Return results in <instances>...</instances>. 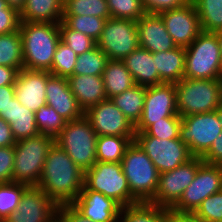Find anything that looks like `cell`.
Wrapping results in <instances>:
<instances>
[{
    "label": "cell",
    "instance_id": "obj_1",
    "mask_svg": "<svg viewBox=\"0 0 222 222\" xmlns=\"http://www.w3.org/2000/svg\"><path fill=\"white\" fill-rule=\"evenodd\" d=\"M83 172L66 151L54 143L48 152L40 181L41 188L58 206L71 204L84 187Z\"/></svg>",
    "mask_w": 222,
    "mask_h": 222
},
{
    "label": "cell",
    "instance_id": "obj_2",
    "mask_svg": "<svg viewBox=\"0 0 222 222\" xmlns=\"http://www.w3.org/2000/svg\"><path fill=\"white\" fill-rule=\"evenodd\" d=\"M23 67L49 71L60 42L59 23L20 22Z\"/></svg>",
    "mask_w": 222,
    "mask_h": 222
},
{
    "label": "cell",
    "instance_id": "obj_3",
    "mask_svg": "<svg viewBox=\"0 0 222 222\" xmlns=\"http://www.w3.org/2000/svg\"><path fill=\"white\" fill-rule=\"evenodd\" d=\"M180 117L217 111L222 103L221 79L183 78L175 83Z\"/></svg>",
    "mask_w": 222,
    "mask_h": 222
},
{
    "label": "cell",
    "instance_id": "obj_4",
    "mask_svg": "<svg viewBox=\"0 0 222 222\" xmlns=\"http://www.w3.org/2000/svg\"><path fill=\"white\" fill-rule=\"evenodd\" d=\"M55 139L39 133L16 141L14 145L13 182L27 186H37L48 152Z\"/></svg>",
    "mask_w": 222,
    "mask_h": 222
},
{
    "label": "cell",
    "instance_id": "obj_5",
    "mask_svg": "<svg viewBox=\"0 0 222 222\" xmlns=\"http://www.w3.org/2000/svg\"><path fill=\"white\" fill-rule=\"evenodd\" d=\"M185 49L184 78L221 79L222 54L217 33L202 31Z\"/></svg>",
    "mask_w": 222,
    "mask_h": 222
},
{
    "label": "cell",
    "instance_id": "obj_6",
    "mask_svg": "<svg viewBox=\"0 0 222 222\" xmlns=\"http://www.w3.org/2000/svg\"><path fill=\"white\" fill-rule=\"evenodd\" d=\"M131 194L139 202H149L155 195L159 172L147 154L133 141L120 162Z\"/></svg>",
    "mask_w": 222,
    "mask_h": 222
},
{
    "label": "cell",
    "instance_id": "obj_7",
    "mask_svg": "<svg viewBox=\"0 0 222 222\" xmlns=\"http://www.w3.org/2000/svg\"><path fill=\"white\" fill-rule=\"evenodd\" d=\"M97 136L90 122L83 116L78 120L67 121L55 138V143L66 151L83 172H86L97 162Z\"/></svg>",
    "mask_w": 222,
    "mask_h": 222
},
{
    "label": "cell",
    "instance_id": "obj_8",
    "mask_svg": "<svg viewBox=\"0 0 222 222\" xmlns=\"http://www.w3.org/2000/svg\"><path fill=\"white\" fill-rule=\"evenodd\" d=\"M82 190H94L114 199L122 207L139 203L131 194L121 163L97 161L85 172Z\"/></svg>",
    "mask_w": 222,
    "mask_h": 222
},
{
    "label": "cell",
    "instance_id": "obj_9",
    "mask_svg": "<svg viewBox=\"0 0 222 222\" xmlns=\"http://www.w3.org/2000/svg\"><path fill=\"white\" fill-rule=\"evenodd\" d=\"M221 135L222 124L218 111L181 117L179 139L188 146L193 157L202 158Z\"/></svg>",
    "mask_w": 222,
    "mask_h": 222
},
{
    "label": "cell",
    "instance_id": "obj_10",
    "mask_svg": "<svg viewBox=\"0 0 222 222\" xmlns=\"http://www.w3.org/2000/svg\"><path fill=\"white\" fill-rule=\"evenodd\" d=\"M221 184L222 165L203 162L198 167L191 184L169 211L179 214H193L205 198L221 191Z\"/></svg>",
    "mask_w": 222,
    "mask_h": 222
},
{
    "label": "cell",
    "instance_id": "obj_11",
    "mask_svg": "<svg viewBox=\"0 0 222 222\" xmlns=\"http://www.w3.org/2000/svg\"><path fill=\"white\" fill-rule=\"evenodd\" d=\"M96 45L108 59L123 60L139 47L136 21L122 18L107 19Z\"/></svg>",
    "mask_w": 222,
    "mask_h": 222
},
{
    "label": "cell",
    "instance_id": "obj_12",
    "mask_svg": "<svg viewBox=\"0 0 222 222\" xmlns=\"http://www.w3.org/2000/svg\"><path fill=\"white\" fill-rule=\"evenodd\" d=\"M202 163V158L193 157L174 170L160 173L156 193L149 203L170 210L191 184Z\"/></svg>",
    "mask_w": 222,
    "mask_h": 222
},
{
    "label": "cell",
    "instance_id": "obj_13",
    "mask_svg": "<svg viewBox=\"0 0 222 222\" xmlns=\"http://www.w3.org/2000/svg\"><path fill=\"white\" fill-rule=\"evenodd\" d=\"M134 141L147 154L159 174L174 170L193 158L188 146L179 138L161 140L151 136H135Z\"/></svg>",
    "mask_w": 222,
    "mask_h": 222
},
{
    "label": "cell",
    "instance_id": "obj_14",
    "mask_svg": "<svg viewBox=\"0 0 222 222\" xmlns=\"http://www.w3.org/2000/svg\"><path fill=\"white\" fill-rule=\"evenodd\" d=\"M180 117L177 110L174 83H162L146 87L144 107L135 132H144L150 125L162 118Z\"/></svg>",
    "mask_w": 222,
    "mask_h": 222
},
{
    "label": "cell",
    "instance_id": "obj_15",
    "mask_svg": "<svg viewBox=\"0 0 222 222\" xmlns=\"http://www.w3.org/2000/svg\"><path fill=\"white\" fill-rule=\"evenodd\" d=\"M98 136L135 137V125L118 109L111 99H106L84 112Z\"/></svg>",
    "mask_w": 222,
    "mask_h": 222
},
{
    "label": "cell",
    "instance_id": "obj_16",
    "mask_svg": "<svg viewBox=\"0 0 222 222\" xmlns=\"http://www.w3.org/2000/svg\"><path fill=\"white\" fill-rule=\"evenodd\" d=\"M159 14L177 47L186 48L202 32L198 13L191 0L182 7Z\"/></svg>",
    "mask_w": 222,
    "mask_h": 222
},
{
    "label": "cell",
    "instance_id": "obj_17",
    "mask_svg": "<svg viewBox=\"0 0 222 222\" xmlns=\"http://www.w3.org/2000/svg\"><path fill=\"white\" fill-rule=\"evenodd\" d=\"M58 207L41 188L29 186L18 208L2 222H48L58 213Z\"/></svg>",
    "mask_w": 222,
    "mask_h": 222
},
{
    "label": "cell",
    "instance_id": "obj_18",
    "mask_svg": "<svg viewBox=\"0 0 222 222\" xmlns=\"http://www.w3.org/2000/svg\"><path fill=\"white\" fill-rule=\"evenodd\" d=\"M47 80L48 71L21 69L14 84L18 102L33 112L45 106Z\"/></svg>",
    "mask_w": 222,
    "mask_h": 222
},
{
    "label": "cell",
    "instance_id": "obj_19",
    "mask_svg": "<svg viewBox=\"0 0 222 222\" xmlns=\"http://www.w3.org/2000/svg\"><path fill=\"white\" fill-rule=\"evenodd\" d=\"M71 205L93 222H117L122 206L94 190H81Z\"/></svg>",
    "mask_w": 222,
    "mask_h": 222
},
{
    "label": "cell",
    "instance_id": "obj_20",
    "mask_svg": "<svg viewBox=\"0 0 222 222\" xmlns=\"http://www.w3.org/2000/svg\"><path fill=\"white\" fill-rule=\"evenodd\" d=\"M46 101L65 121H74L84 116L76 97L71 92L68 79L52 75L48 71Z\"/></svg>",
    "mask_w": 222,
    "mask_h": 222
},
{
    "label": "cell",
    "instance_id": "obj_21",
    "mask_svg": "<svg viewBox=\"0 0 222 222\" xmlns=\"http://www.w3.org/2000/svg\"><path fill=\"white\" fill-rule=\"evenodd\" d=\"M136 23L139 47L151 53L168 51L176 47L160 14L147 12Z\"/></svg>",
    "mask_w": 222,
    "mask_h": 222
},
{
    "label": "cell",
    "instance_id": "obj_22",
    "mask_svg": "<svg viewBox=\"0 0 222 222\" xmlns=\"http://www.w3.org/2000/svg\"><path fill=\"white\" fill-rule=\"evenodd\" d=\"M67 79L83 112L107 99L102 76L73 74Z\"/></svg>",
    "mask_w": 222,
    "mask_h": 222
},
{
    "label": "cell",
    "instance_id": "obj_23",
    "mask_svg": "<svg viewBox=\"0 0 222 222\" xmlns=\"http://www.w3.org/2000/svg\"><path fill=\"white\" fill-rule=\"evenodd\" d=\"M126 68L131 73L135 84L140 86H154L160 84V77L153 60V53L138 47L123 59Z\"/></svg>",
    "mask_w": 222,
    "mask_h": 222
},
{
    "label": "cell",
    "instance_id": "obj_24",
    "mask_svg": "<svg viewBox=\"0 0 222 222\" xmlns=\"http://www.w3.org/2000/svg\"><path fill=\"white\" fill-rule=\"evenodd\" d=\"M2 119L10 124L13 137L16 141L39 134L36 127L35 112L21 105L16 97L9 103Z\"/></svg>",
    "mask_w": 222,
    "mask_h": 222
},
{
    "label": "cell",
    "instance_id": "obj_25",
    "mask_svg": "<svg viewBox=\"0 0 222 222\" xmlns=\"http://www.w3.org/2000/svg\"><path fill=\"white\" fill-rule=\"evenodd\" d=\"M186 49L175 47L168 51L153 53V60L162 83H177L184 78Z\"/></svg>",
    "mask_w": 222,
    "mask_h": 222
},
{
    "label": "cell",
    "instance_id": "obj_26",
    "mask_svg": "<svg viewBox=\"0 0 222 222\" xmlns=\"http://www.w3.org/2000/svg\"><path fill=\"white\" fill-rule=\"evenodd\" d=\"M64 0H25L20 21L60 23L63 20Z\"/></svg>",
    "mask_w": 222,
    "mask_h": 222
},
{
    "label": "cell",
    "instance_id": "obj_27",
    "mask_svg": "<svg viewBox=\"0 0 222 222\" xmlns=\"http://www.w3.org/2000/svg\"><path fill=\"white\" fill-rule=\"evenodd\" d=\"M102 77L107 99L121 94L135 85L123 60L109 59L106 62Z\"/></svg>",
    "mask_w": 222,
    "mask_h": 222
},
{
    "label": "cell",
    "instance_id": "obj_28",
    "mask_svg": "<svg viewBox=\"0 0 222 222\" xmlns=\"http://www.w3.org/2000/svg\"><path fill=\"white\" fill-rule=\"evenodd\" d=\"M170 211L149 202L122 207L117 222H169Z\"/></svg>",
    "mask_w": 222,
    "mask_h": 222
},
{
    "label": "cell",
    "instance_id": "obj_29",
    "mask_svg": "<svg viewBox=\"0 0 222 222\" xmlns=\"http://www.w3.org/2000/svg\"><path fill=\"white\" fill-rule=\"evenodd\" d=\"M146 87L135 84L121 94L113 96L111 101L120 109L126 118L134 125L141 118Z\"/></svg>",
    "mask_w": 222,
    "mask_h": 222
},
{
    "label": "cell",
    "instance_id": "obj_30",
    "mask_svg": "<svg viewBox=\"0 0 222 222\" xmlns=\"http://www.w3.org/2000/svg\"><path fill=\"white\" fill-rule=\"evenodd\" d=\"M135 137L97 136L96 159L99 162L120 163Z\"/></svg>",
    "mask_w": 222,
    "mask_h": 222
},
{
    "label": "cell",
    "instance_id": "obj_31",
    "mask_svg": "<svg viewBox=\"0 0 222 222\" xmlns=\"http://www.w3.org/2000/svg\"><path fill=\"white\" fill-rule=\"evenodd\" d=\"M0 65L12 67L18 71L24 68L20 30L0 35Z\"/></svg>",
    "mask_w": 222,
    "mask_h": 222
},
{
    "label": "cell",
    "instance_id": "obj_32",
    "mask_svg": "<svg viewBox=\"0 0 222 222\" xmlns=\"http://www.w3.org/2000/svg\"><path fill=\"white\" fill-rule=\"evenodd\" d=\"M195 5L204 32L222 30V0H191Z\"/></svg>",
    "mask_w": 222,
    "mask_h": 222
},
{
    "label": "cell",
    "instance_id": "obj_33",
    "mask_svg": "<svg viewBox=\"0 0 222 222\" xmlns=\"http://www.w3.org/2000/svg\"><path fill=\"white\" fill-rule=\"evenodd\" d=\"M63 15H89L111 18L107 0H64Z\"/></svg>",
    "mask_w": 222,
    "mask_h": 222
},
{
    "label": "cell",
    "instance_id": "obj_34",
    "mask_svg": "<svg viewBox=\"0 0 222 222\" xmlns=\"http://www.w3.org/2000/svg\"><path fill=\"white\" fill-rule=\"evenodd\" d=\"M108 60L107 55L96 45L77 56L73 74L102 76Z\"/></svg>",
    "mask_w": 222,
    "mask_h": 222
},
{
    "label": "cell",
    "instance_id": "obj_35",
    "mask_svg": "<svg viewBox=\"0 0 222 222\" xmlns=\"http://www.w3.org/2000/svg\"><path fill=\"white\" fill-rule=\"evenodd\" d=\"M28 187L13 181L0 183V222L18 208L22 195Z\"/></svg>",
    "mask_w": 222,
    "mask_h": 222
},
{
    "label": "cell",
    "instance_id": "obj_36",
    "mask_svg": "<svg viewBox=\"0 0 222 222\" xmlns=\"http://www.w3.org/2000/svg\"><path fill=\"white\" fill-rule=\"evenodd\" d=\"M70 29L82 32L97 41L104 29L106 19L89 15H63L62 20Z\"/></svg>",
    "mask_w": 222,
    "mask_h": 222
},
{
    "label": "cell",
    "instance_id": "obj_37",
    "mask_svg": "<svg viewBox=\"0 0 222 222\" xmlns=\"http://www.w3.org/2000/svg\"><path fill=\"white\" fill-rule=\"evenodd\" d=\"M35 119L39 133L51 136L54 139L60 134L67 122L47 104L35 112Z\"/></svg>",
    "mask_w": 222,
    "mask_h": 222
},
{
    "label": "cell",
    "instance_id": "obj_38",
    "mask_svg": "<svg viewBox=\"0 0 222 222\" xmlns=\"http://www.w3.org/2000/svg\"><path fill=\"white\" fill-rule=\"evenodd\" d=\"M77 56L70 47L60 41L57 44L52 67L49 72L52 75L68 78L73 75Z\"/></svg>",
    "mask_w": 222,
    "mask_h": 222
},
{
    "label": "cell",
    "instance_id": "obj_39",
    "mask_svg": "<svg viewBox=\"0 0 222 222\" xmlns=\"http://www.w3.org/2000/svg\"><path fill=\"white\" fill-rule=\"evenodd\" d=\"M60 41L81 55L96 46V41L82 32L70 29L63 21L59 23Z\"/></svg>",
    "mask_w": 222,
    "mask_h": 222
},
{
    "label": "cell",
    "instance_id": "obj_40",
    "mask_svg": "<svg viewBox=\"0 0 222 222\" xmlns=\"http://www.w3.org/2000/svg\"><path fill=\"white\" fill-rule=\"evenodd\" d=\"M111 18L137 21L147 12L142 0H107Z\"/></svg>",
    "mask_w": 222,
    "mask_h": 222
},
{
    "label": "cell",
    "instance_id": "obj_41",
    "mask_svg": "<svg viewBox=\"0 0 222 222\" xmlns=\"http://www.w3.org/2000/svg\"><path fill=\"white\" fill-rule=\"evenodd\" d=\"M181 117L162 118L155 124L150 125L144 132H136L135 136H151L159 139L179 138Z\"/></svg>",
    "mask_w": 222,
    "mask_h": 222
},
{
    "label": "cell",
    "instance_id": "obj_42",
    "mask_svg": "<svg viewBox=\"0 0 222 222\" xmlns=\"http://www.w3.org/2000/svg\"><path fill=\"white\" fill-rule=\"evenodd\" d=\"M193 215L203 222H221L222 220V191L205 198Z\"/></svg>",
    "mask_w": 222,
    "mask_h": 222
},
{
    "label": "cell",
    "instance_id": "obj_43",
    "mask_svg": "<svg viewBox=\"0 0 222 222\" xmlns=\"http://www.w3.org/2000/svg\"><path fill=\"white\" fill-rule=\"evenodd\" d=\"M14 146L0 148V183L13 181Z\"/></svg>",
    "mask_w": 222,
    "mask_h": 222
},
{
    "label": "cell",
    "instance_id": "obj_44",
    "mask_svg": "<svg viewBox=\"0 0 222 222\" xmlns=\"http://www.w3.org/2000/svg\"><path fill=\"white\" fill-rule=\"evenodd\" d=\"M20 14L7 7L0 13V35L15 32L20 27Z\"/></svg>",
    "mask_w": 222,
    "mask_h": 222
},
{
    "label": "cell",
    "instance_id": "obj_45",
    "mask_svg": "<svg viewBox=\"0 0 222 222\" xmlns=\"http://www.w3.org/2000/svg\"><path fill=\"white\" fill-rule=\"evenodd\" d=\"M190 0H142L144 8L148 13H160L165 10L184 6Z\"/></svg>",
    "mask_w": 222,
    "mask_h": 222
},
{
    "label": "cell",
    "instance_id": "obj_46",
    "mask_svg": "<svg viewBox=\"0 0 222 222\" xmlns=\"http://www.w3.org/2000/svg\"><path fill=\"white\" fill-rule=\"evenodd\" d=\"M203 162L222 165V135L216 138L209 151L202 157Z\"/></svg>",
    "mask_w": 222,
    "mask_h": 222
},
{
    "label": "cell",
    "instance_id": "obj_47",
    "mask_svg": "<svg viewBox=\"0 0 222 222\" xmlns=\"http://www.w3.org/2000/svg\"><path fill=\"white\" fill-rule=\"evenodd\" d=\"M58 213L64 218L65 222H93L79 213L71 204L60 205Z\"/></svg>",
    "mask_w": 222,
    "mask_h": 222
},
{
    "label": "cell",
    "instance_id": "obj_48",
    "mask_svg": "<svg viewBox=\"0 0 222 222\" xmlns=\"http://www.w3.org/2000/svg\"><path fill=\"white\" fill-rule=\"evenodd\" d=\"M15 97L14 85L0 86V117L5 115V110L11 100Z\"/></svg>",
    "mask_w": 222,
    "mask_h": 222
},
{
    "label": "cell",
    "instance_id": "obj_49",
    "mask_svg": "<svg viewBox=\"0 0 222 222\" xmlns=\"http://www.w3.org/2000/svg\"><path fill=\"white\" fill-rule=\"evenodd\" d=\"M15 144L16 140L13 137L10 124L0 117V148Z\"/></svg>",
    "mask_w": 222,
    "mask_h": 222
},
{
    "label": "cell",
    "instance_id": "obj_50",
    "mask_svg": "<svg viewBox=\"0 0 222 222\" xmlns=\"http://www.w3.org/2000/svg\"><path fill=\"white\" fill-rule=\"evenodd\" d=\"M19 71L15 68L0 65V86L14 85Z\"/></svg>",
    "mask_w": 222,
    "mask_h": 222
},
{
    "label": "cell",
    "instance_id": "obj_51",
    "mask_svg": "<svg viewBox=\"0 0 222 222\" xmlns=\"http://www.w3.org/2000/svg\"><path fill=\"white\" fill-rule=\"evenodd\" d=\"M169 222H203L193 214H179L170 212Z\"/></svg>",
    "mask_w": 222,
    "mask_h": 222
},
{
    "label": "cell",
    "instance_id": "obj_52",
    "mask_svg": "<svg viewBox=\"0 0 222 222\" xmlns=\"http://www.w3.org/2000/svg\"><path fill=\"white\" fill-rule=\"evenodd\" d=\"M7 6L20 13L24 7L25 0H5Z\"/></svg>",
    "mask_w": 222,
    "mask_h": 222
},
{
    "label": "cell",
    "instance_id": "obj_53",
    "mask_svg": "<svg viewBox=\"0 0 222 222\" xmlns=\"http://www.w3.org/2000/svg\"><path fill=\"white\" fill-rule=\"evenodd\" d=\"M48 222H65V220L59 213H57Z\"/></svg>",
    "mask_w": 222,
    "mask_h": 222
},
{
    "label": "cell",
    "instance_id": "obj_54",
    "mask_svg": "<svg viewBox=\"0 0 222 222\" xmlns=\"http://www.w3.org/2000/svg\"><path fill=\"white\" fill-rule=\"evenodd\" d=\"M217 36H218V41L220 44V50H221V54H222V30L217 32Z\"/></svg>",
    "mask_w": 222,
    "mask_h": 222
},
{
    "label": "cell",
    "instance_id": "obj_55",
    "mask_svg": "<svg viewBox=\"0 0 222 222\" xmlns=\"http://www.w3.org/2000/svg\"><path fill=\"white\" fill-rule=\"evenodd\" d=\"M8 6H7V3L5 0H0V13H2V10L6 9Z\"/></svg>",
    "mask_w": 222,
    "mask_h": 222
},
{
    "label": "cell",
    "instance_id": "obj_56",
    "mask_svg": "<svg viewBox=\"0 0 222 222\" xmlns=\"http://www.w3.org/2000/svg\"><path fill=\"white\" fill-rule=\"evenodd\" d=\"M217 111L219 112V116H220L221 124H222V103H221L220 107L217 109Z\"/></svg>",
    "mask_w": 222,
    "mask_h": 222
}]
</instances>
